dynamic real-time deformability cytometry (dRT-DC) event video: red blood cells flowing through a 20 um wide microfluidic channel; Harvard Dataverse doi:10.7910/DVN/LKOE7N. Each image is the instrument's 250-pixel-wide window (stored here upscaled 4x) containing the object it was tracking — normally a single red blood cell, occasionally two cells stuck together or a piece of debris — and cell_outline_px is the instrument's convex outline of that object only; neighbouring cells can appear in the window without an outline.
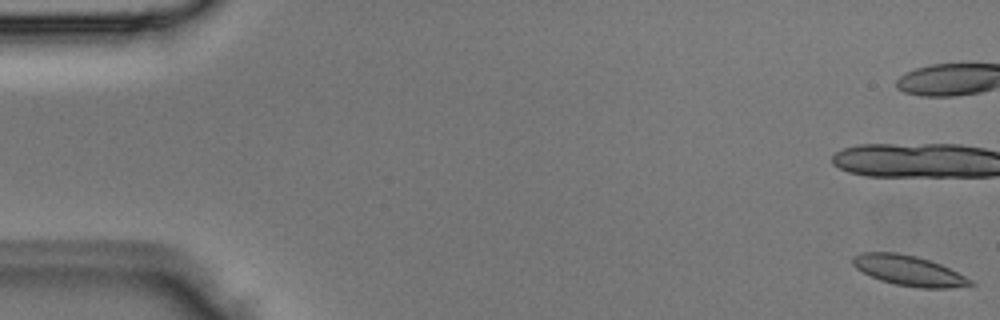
{"species": "Egyptian fruit bat (a non-hibernating species)", "species_latin": "Rousettus aegyptiacus", "temperature_condition": "room temperature", "stored_images_in_passage": 4, "camera_frame_rate_fps": 3000, "um_per_image_px": 0.085, "animal": {"sex": "male"}, "frame": {"image": 1, "passage_image": 1, "time_ms": 0.0, "image_size_px": [1000, 320], "cell_outline_px": [[976, 284], [948, 288], [920, 288], [896, 284], [880, 280], [856, 268], [852, 264], [852, 256], [860, 252], [896, 252], [916, 256], [940, 264], [972, 280]], "centroid_in_image_um": [77.21, 22.99], "position_along_channel_um": 7.8, "area_um2": 20.46}}